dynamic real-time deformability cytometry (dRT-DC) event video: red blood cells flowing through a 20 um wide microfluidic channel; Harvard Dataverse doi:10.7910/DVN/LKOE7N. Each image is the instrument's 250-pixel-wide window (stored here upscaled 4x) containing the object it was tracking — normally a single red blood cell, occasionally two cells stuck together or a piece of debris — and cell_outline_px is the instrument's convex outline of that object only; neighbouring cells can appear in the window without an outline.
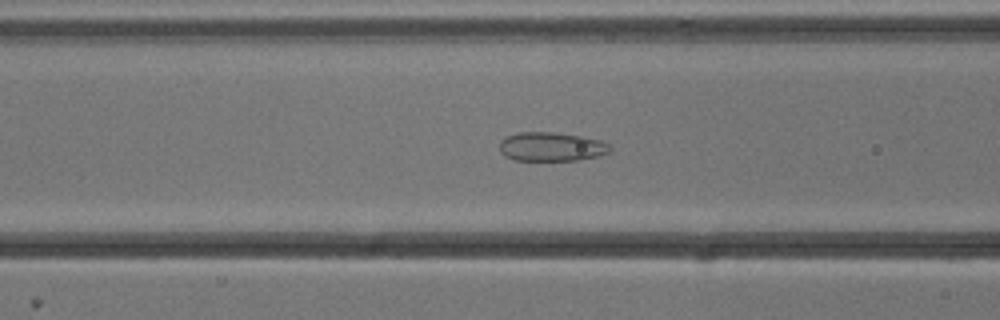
{"species": "common noctule bat (a hibernating species)", "species_latin": "Nyctalus noctula", "temperature_condition": "cold", "stored_images_in_passage": 52, "camera_frame_rate_fps": 3000, "um_per_image_px": 0.085, "animal": {"sex": "male", "body_mass_g": 13.3}, "frame": {"image": 1, "passage_image": 20, "time_ms": 6.333, "image_size_px": [1000, 320], "cell_outline_px": [[612, 152], [600, 156], [576, 160], [512, 160], [504, 156], [500, 152], [500, 140], [504, 136], [516, 132], [556, 132], [580, 136], [600, 140], [608, 144], [612, 148]], "centroid_in_image_um": [46.85, 12.47], "position_along_channel_um": 119.8, "area_um2": 18.96}}
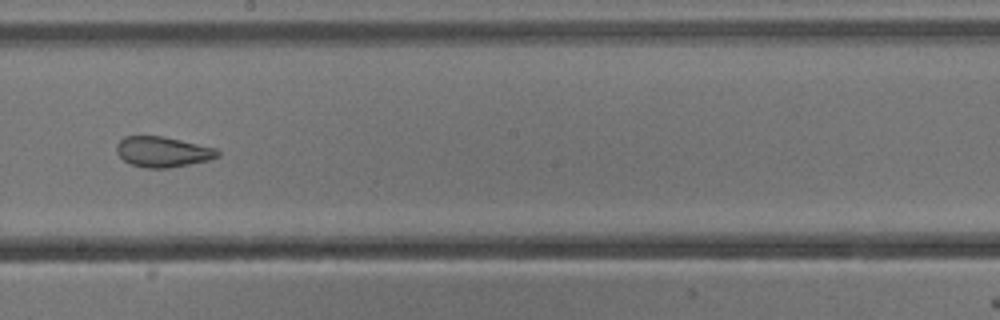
{"frame": {"image": 2, "passage_image": 29, "time_ms": 9.333, "image_size_px": [1000, 320], "cell_outline_px": [[220, 156], [212, 160], [168, 168], [144, 168], [132, 164], [124, 160], [116, 152], [116, 144], [124, 136], [164, 136], [216, 148], [220, 152]], "centroid_in_image_um": [13.86, 12.9], "position_along_channel_um": 234.3, "area_um2": 18.09}}
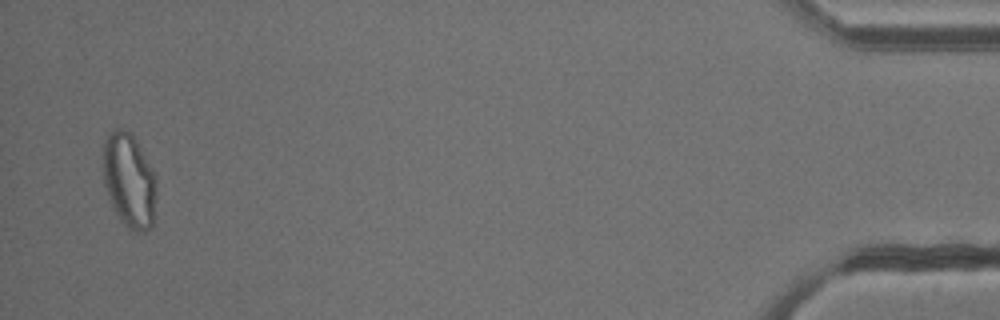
{"frame": {"image": 3, "passage_image": 51, "time_ms": 16.667, "image_size_px": [1000, 320], "cell_outline_px": [[156, 192], [152, 228], [144, 232], [136, 232], [128, 228], [120, 220], [112, 208], [104, 184], [104, 140], [112, 128], [124, 128], [132, 132], [152, 168], [156, 176]], "centroid_in_image_um": [10.99, 15.33], "position_along_channel_um": 424.2, "area_um2": 29.71}, "authors_computed_cell_mechanics": {"area_um2": 24.4205, "velocity_mm_per_s": 3.8158, "shape_relaxation_time_tau1_ms": null, "shape_relaxation_time_tau2_ms": 1.1421, "deformation_change_tau1": null, "deformation_change_tau2": 0.0759}}